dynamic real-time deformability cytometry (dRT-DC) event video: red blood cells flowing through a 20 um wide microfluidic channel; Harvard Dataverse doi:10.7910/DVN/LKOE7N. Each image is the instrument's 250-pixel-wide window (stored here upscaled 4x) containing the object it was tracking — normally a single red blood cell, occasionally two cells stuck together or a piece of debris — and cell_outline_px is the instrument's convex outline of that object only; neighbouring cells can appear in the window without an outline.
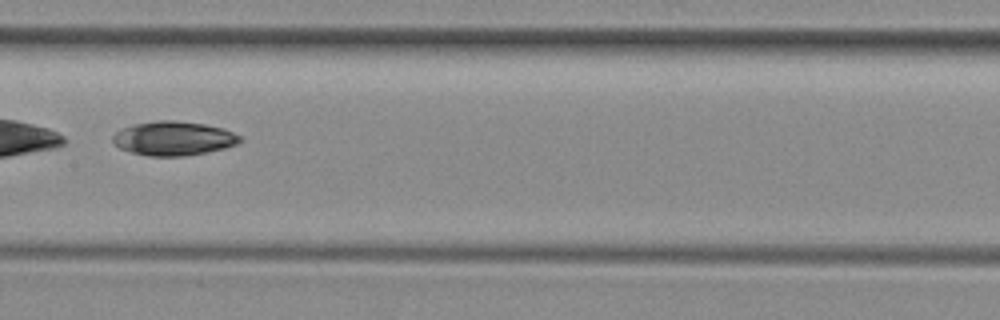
{"species": "common noctule bat (a hibernating species)", "species_latin": "Nyctalus noctula", "temperature_condition": "room temperature", "stored_images_in_passage": 34, "camera_frame_rate_fps": 3000, "um_per_image_px": 0.085, "animal": {"sex": "female", "body_mass_g": 29.2, "forearm_length_mm": 56.3}, "frame": {"image": 1, "passage_image": 10, "time_ms": 3.0, "image_size_px": [1000, 320], "cell_outline_px": [[240, 140], [236, 144], [224, 148], [184, 156], [148, 156], [132, 152], [120, 148], [112, 144], [112, 136], [120, 128], [132, 124], [156, 120], [176, 120], [204, 124], [220, 128], [232, 132], [240, 136]], "centroid_in_image_um": [14.67, 11.75], "position_along_channel_um": 192.7, "area_um2": 25.2}}